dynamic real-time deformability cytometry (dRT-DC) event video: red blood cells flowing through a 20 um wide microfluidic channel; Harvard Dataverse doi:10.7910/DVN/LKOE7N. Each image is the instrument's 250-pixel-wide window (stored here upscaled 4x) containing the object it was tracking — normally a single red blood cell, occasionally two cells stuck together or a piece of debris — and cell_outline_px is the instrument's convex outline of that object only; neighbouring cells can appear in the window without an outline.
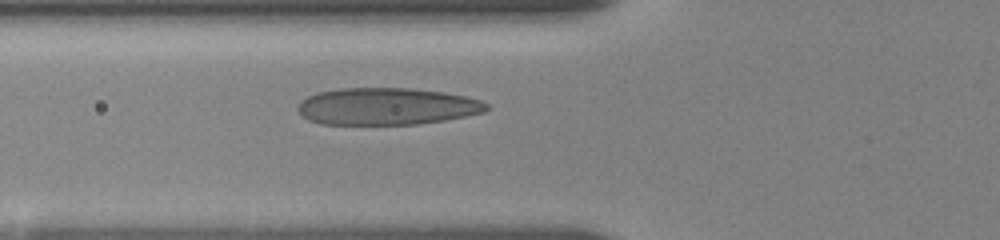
{"species": "human", "species_latin": "Homo sapiens", "temperature_condition": "room temperature", "stored_images_in_passage": 2, "camera_frame_rate_fps": 3000, "um_per_image_px": 0.085, "donor": {"sex": "female"}, "frame": {"image": 1, "passage_image": 2, "time_ms": 1.0, "image_size_px": [1000, 240], "cell_outline_px": [[488, 108], [484, 112], [444, 120], [416, 124], [320, 124], [308, 120], [296, 108], [308, 96], [316, 92], [340, 88], [412, 88], [444, 92], [468, 96], [480, 100], [488, 104]], "centroid_in_image_um": [32.89, 9.03], "position_along_channel_um": 92.9, "area_um2": 40.69}}